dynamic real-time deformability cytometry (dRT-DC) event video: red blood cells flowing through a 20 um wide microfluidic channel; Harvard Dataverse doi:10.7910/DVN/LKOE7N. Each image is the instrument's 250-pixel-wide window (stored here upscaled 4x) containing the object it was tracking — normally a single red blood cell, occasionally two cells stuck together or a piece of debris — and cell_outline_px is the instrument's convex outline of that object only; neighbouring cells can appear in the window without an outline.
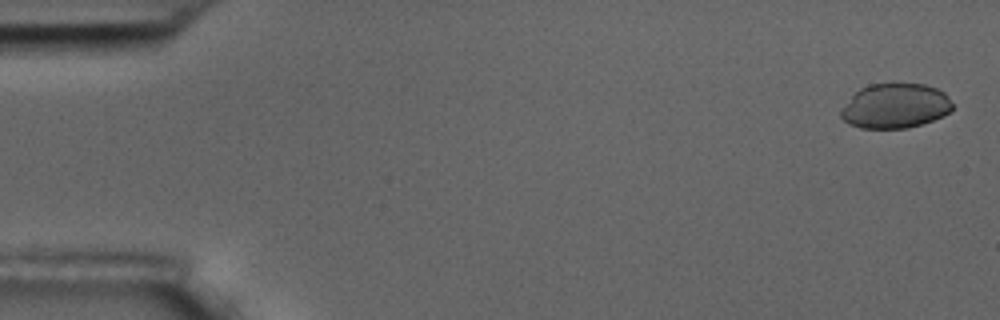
{"species": "common noctule bat (a hibernating species)", "species_latin": "Nyctalus noctula", "temperature_condition": "room temperature", "stored_images_in_passage": 56, "camera_frame_rate_fps": 3000, "um_per_image_px": 0.085, "animal": {"sex": "male", "body_mass_g": 17.5, "forearm_length_mm": 52.3}, "frame": {"image": 1, "passage_image": 2, "time_ms": 0.333, "image_size_px": [1000, 320], "cell_outline_px": [[952, 108], [944, 116], [908, 128], [860, 128], [848, 124], [840, 116], [840, 112], [852, 96], [860, 88], [868, 84], [924, 84], [936, 88], [944, 92], [952, 104]], "centroid_in_image_um": [76.08, 9.01], "position_along_channel_um": 8.9, "area_um2": 28.84}}
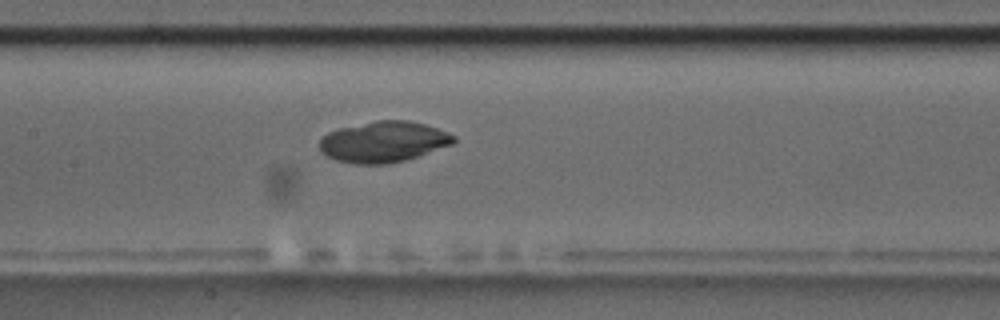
{"frame": {"image": 2, "passage_image": 27, "time_ms": 8.667, "image_size_px": [1000, 320], "cell_outline_px": [[456, 140], [452, 144], [404, 160], [388, 164], [356, 164], [336, 160], [320, 152], [320, 140], [328, 132], [340, 128], [376, 120], [408, 120], [424, 124], [436, 128], [456, 136]], "centroid_in_image_um": [32.57, 12.05], "position_along_channel_um": 174.8, "area_um2": 31.67}}
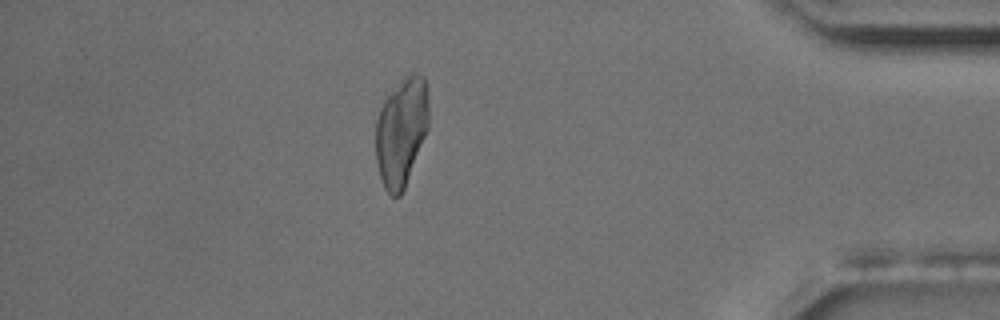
{"frame": {"image": 3, "passage_image": 49, "time_ms": 16.0, "image_size_px": [1000, 320], "cell_outline_px": [[428, 128], [404, 188], [400, 196], [392, 196], [384, 188], [380, 176], [376, 160], [376, 120], [380, 108], [384, 100], [400, 80], [408, 72], [416, 72], [424, 76], [428, 96]], "centroid_in_image_um": [34.11, 11.15], "position_along_channel_um": 401.1, "area_um2": 33.47}}